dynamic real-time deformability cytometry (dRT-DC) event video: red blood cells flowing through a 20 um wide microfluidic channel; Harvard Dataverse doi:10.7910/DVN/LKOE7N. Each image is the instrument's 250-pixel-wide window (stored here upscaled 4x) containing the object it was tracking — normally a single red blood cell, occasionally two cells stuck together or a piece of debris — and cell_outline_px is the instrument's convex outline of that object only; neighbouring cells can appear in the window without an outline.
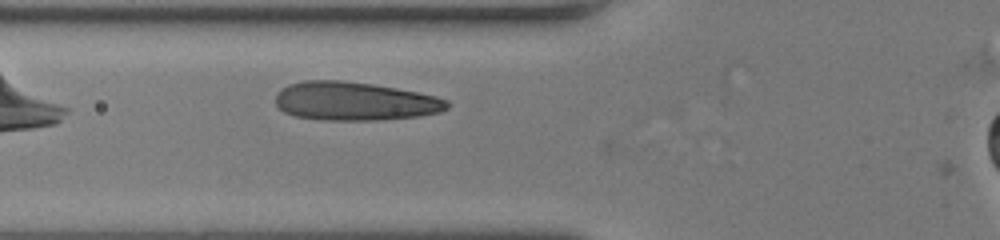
{"species": "human", "species_latin": "Homo sapiens", "temperature_condition": "room temperature", "stored_images_in_passage": 36, "camera_frame_rate_fps": 3000, "um_per_image_px": 0.085, "donor": {"sex": "female"}, "frame": {"image": 1, "passage_image": 4, "time_ms": 1.0, "image_size_px": [1000, 240], "cell_outline_px": [[448, 108], [440, 112], [420, 116], [376, 120], [324, 120], [296, 116], [284, 112], [276, 104], [276, 92], [280, 88], [288, 84], [304, 80], [340, 80], [372, 84], [396, 88], [436, 96], [448, 100]], "centroid_in_image_um": [30.12, 8.6], "position_along_channel_um": 95.7, "area_um2": 38.61}}
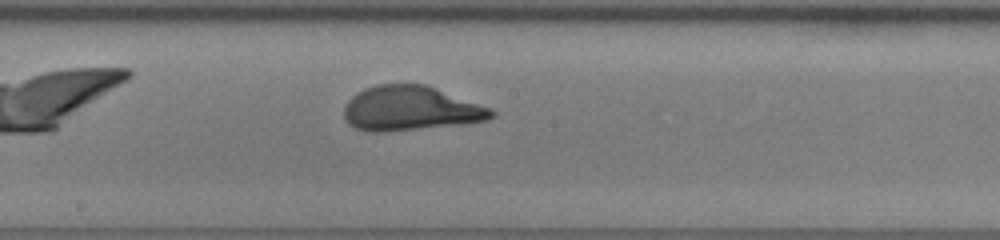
{"frame": {"image": 2, "passage_image": 14, "time_ms": 4.333, "image_size_px": [1000, 240], "cell_outline_px": [[496, 116], [488, 120], [460, 124], [388, 132], [368, 132], [356, 128], [348, 124], [344, 116], [344, 108], [348, 100], [352, 96], [364, 88], [376, 84], [424, 84], [492, 108], [496, 112]], "centroid_in_image_um": [34.89, 9.23], "position_along_channel_um": 213.3, "area_um2": 38.44}}
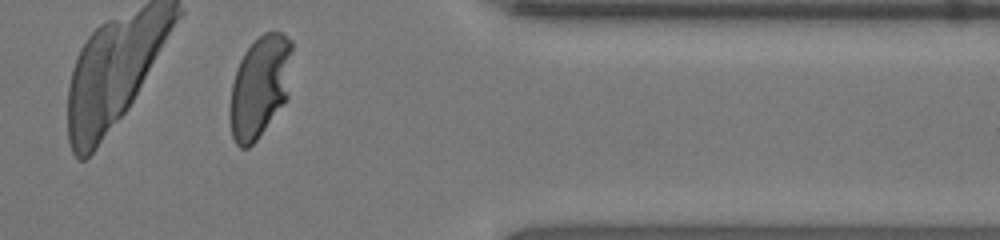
{"frame": {"image": 3, "passage_image": 31, "time_ms": 10.0, "image_size_px": [1000, 240], "cell_outline_px": [[292, 48], [288, 96], [256, 140], [248, 148], [240, 148], [236, 144], [232, 136], [228, 116], [228, 108], [232, 84], [236, 68], [244, 52], [264, 32], [280, 32], [292, 40]], "centroid_in_image_um": [22.05, 7.37], "position_along_channel_um": 389.4, "area_um2": 36.82}, "authors_computed_cell_mechanics": {"area_um2": 37.7723, "velocity_mm_per_s": 3.4527, "shape_relaxation_time_tau1_ms": 7.4039, "shape_relaxation_time_tau2_ms": null, "deformation_change_tau1": 0.284, "deformation_change_tau2": null}}